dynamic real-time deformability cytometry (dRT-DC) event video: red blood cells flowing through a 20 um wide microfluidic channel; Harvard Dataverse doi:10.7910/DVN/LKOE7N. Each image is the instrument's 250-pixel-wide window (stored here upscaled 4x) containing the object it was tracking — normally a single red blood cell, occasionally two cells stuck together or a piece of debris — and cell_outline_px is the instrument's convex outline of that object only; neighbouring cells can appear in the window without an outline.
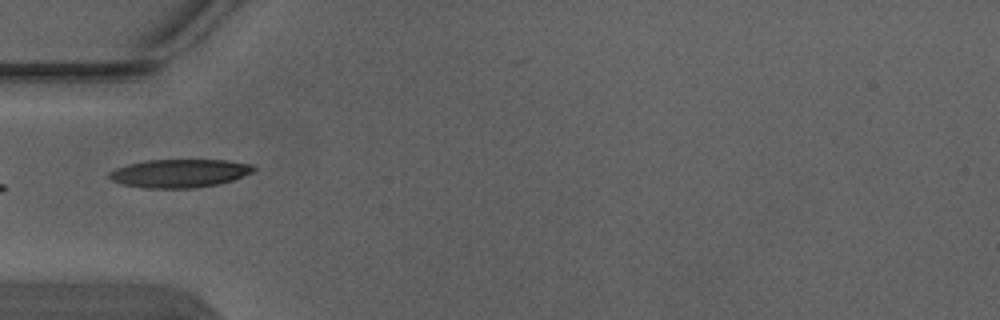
{"species": "Egyptian fruit bat (a non-hibernating species)", "species_latin": "Rousettus aegyptiacus", "temperature_condition": "warm", "stored_images_in_passage": 6, "camera_frame_rate_fps": 3000, "um_per_image_px": 0.085, "animal": {"sex": "male"}, "frame": {"image": 1, "passage_image": 5, "time_ms": 1.333, "image_size_px": [1000, 320], "cell_outline_px": [[256, 168], [252, 172], [232, 180], [216, 184], [192, 188], [144, 188], [124, 184], [112, 180], [108, 176], [108, 172], [116, 168], [128, 164], [148, 160], [228, 160], [252, 164]], "centroid_in_image_um": [15.25, 14.72], "position_along_channel_um": 69.7, "area_um2": 23.64}}
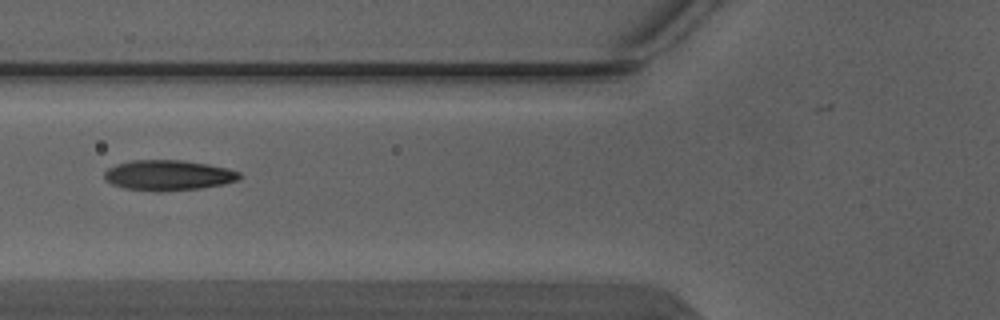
{"frame": {"image": 2, "passage_image": 6, "time_ms": 1.667, "image_size_px": [1000, 320], "cell_outline_px": [[240, 176], [236, 180], [224, 184], [200, 188], [160, 192], [156, 192], [124, 188], [112, 184], [104, 180], [104, 172], [108, 168], [116, 164], [132, 160], [184, 160], [208, 164], [228, 168], [240, 172]], "centroid_in_image_um": [14.27, 14.9], "position_along_channel_um": 111.5, "area_um2": 24.04}}